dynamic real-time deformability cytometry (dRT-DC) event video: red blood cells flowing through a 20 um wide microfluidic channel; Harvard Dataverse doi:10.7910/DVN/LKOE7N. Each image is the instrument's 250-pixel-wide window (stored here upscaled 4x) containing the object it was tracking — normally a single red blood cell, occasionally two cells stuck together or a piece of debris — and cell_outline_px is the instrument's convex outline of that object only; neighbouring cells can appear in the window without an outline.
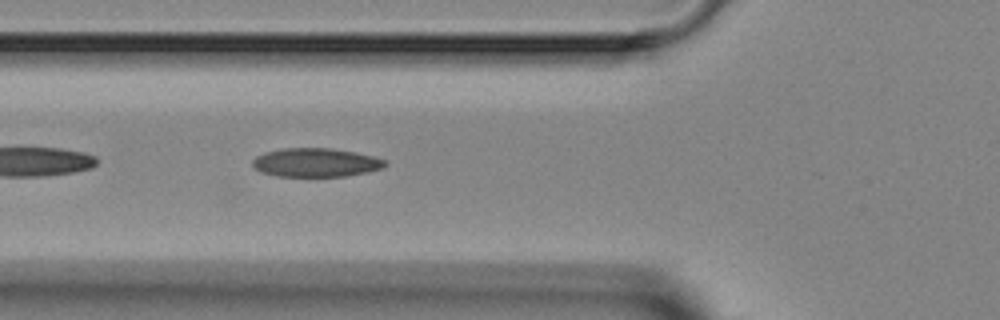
{"species": "Egyptian fruit bat (a non-hibernating species)", "species_latin": "Rousettus aegyptiacus", "temperature_condition": "room temperature", "stored_images_in_passage": 2, "camera_frame_rate_fps": 3000, "um_per_image_px": 0.085, "animal": {"sex": "female"}, "frame": {"image": 1, "passage_image": 2, "time_ms": 1.0, "image_size_px": [1000, 320], "cell_outline_px": [[388, 164], [380, 168], [364, 172], [344, 176], [276, 176], [260, 172], [252, 164], [252, 160], [256, 156], [264, 152], [284, 148], [332, 148], [356, 152], [388, 160]], "centroid_in_image_um": [26.82, 13.8], "position_along_channel_um": 99.0, "area_um2": 22.14}}